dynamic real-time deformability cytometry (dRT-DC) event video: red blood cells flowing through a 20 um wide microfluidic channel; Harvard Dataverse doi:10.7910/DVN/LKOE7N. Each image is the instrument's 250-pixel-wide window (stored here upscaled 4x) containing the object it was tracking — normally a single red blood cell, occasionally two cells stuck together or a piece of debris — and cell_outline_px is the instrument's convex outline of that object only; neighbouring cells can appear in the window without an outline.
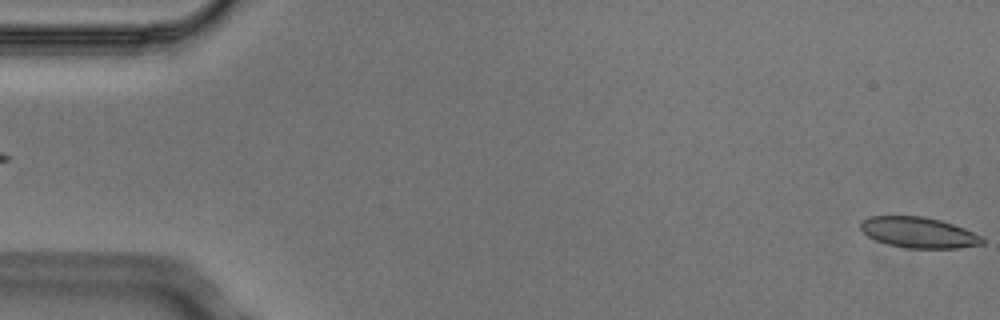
{"species": "Egyptian fruit bat (a non-hibernating species)", "species_latin": "Rousettus aegyptiacus", "temperature_condition": "cold", "stored_images_in_passage": 5, "segment_of_instrument_passage": [2, 2], "camera_frame_rate_fps": 3000, "um_per_image_px": 0.085, "animal": {"sex": "male"}, "frame": {"image": 1, "passage_image": 5, "time_ms": 1.333, "image_size_px": [1000, 320], "cell_outline_px": [[984, 244], [956, 248], [904, 248], [888, 244], [876, 240], [868, 236], [860, 228], [860, 220], [868, 216], [924, 216], [940, 220], [964, 228], [984, 236]], "centroid_in_image_um": [78.09, 19.76], "position_along_channel_um": 6.9, "area_um2": 21.96}}